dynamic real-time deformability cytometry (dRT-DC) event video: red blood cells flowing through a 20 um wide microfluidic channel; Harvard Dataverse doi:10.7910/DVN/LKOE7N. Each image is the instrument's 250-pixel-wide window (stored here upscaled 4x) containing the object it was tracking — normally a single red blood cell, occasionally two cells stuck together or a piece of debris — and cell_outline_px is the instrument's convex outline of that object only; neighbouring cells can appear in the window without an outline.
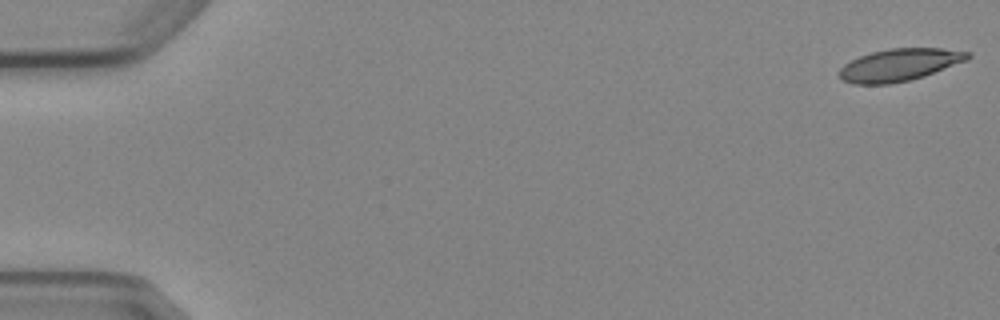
{"species": "Egyptian fruit bat (a non-hibernating species)", "species_latin": "Rousettus aegyptiacus", "temperature_condition": "cold", "stored_images_in_passage": 6, "camera_frame_rate_fps": 3000, "um_per_image_px": 0.085, "animal": {"sex": "female"}, "frame": {"image": 1, "passage_image": 1, "time_ms": 0.0, "image_size_px": [1000, 320], "cell_outline_px": [[972, 56], [968, 60], [924, 76], [908, 80], [888, 84], [852, 84], [844, 80], [840, 76], [840, 68], [844, 64], [860, 56], [872, 52], [892, 48], [940, 48], [972, 52]], "centroid_in_image_um": [76.5, 5.51], "position_along_channel_um": 8.5, "area_um2": 24.04}}
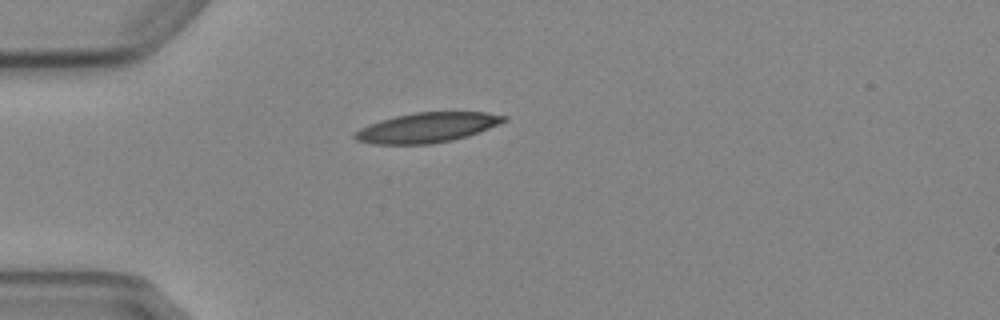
{"frame": {"image": 2, "passage_image": 5, "time_ms": 4.667, "image_size_px": [1000, 320], "cell_outline_px": [[508, 120], [468, 136], [452, 140], [432, 144], [372, 144], [356, 140], [352, 136], [360, 128], [368, 124], [380, 120], [396, 116], [416, 112], [484, 112], [508, 116]], "centroid_in_image_um": [36.29, 10.84], "position_along_channel_um": 48.7, "area_um2": 25.89}}